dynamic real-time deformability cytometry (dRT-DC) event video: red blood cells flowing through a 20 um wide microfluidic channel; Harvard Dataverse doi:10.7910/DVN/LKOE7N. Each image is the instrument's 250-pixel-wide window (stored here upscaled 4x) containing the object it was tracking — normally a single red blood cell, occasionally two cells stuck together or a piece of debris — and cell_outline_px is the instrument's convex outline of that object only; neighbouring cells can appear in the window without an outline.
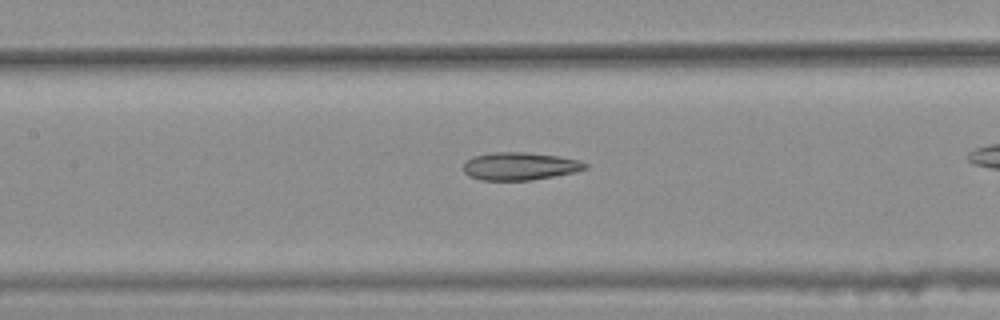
{"species": "common noctule bat (a hibernating species)", "species_latin": "Nyctalus noctula", "temperature_condition": "warm", "stored_images_in_passage": 31, "camera_frame_rate_fps": 3000, "um_per_image_px": 0.085, "animal": {"sex": "female", "body_mass_g": 25.1}, "frame": {"image": 1, "passage_image": 14, "time_ms": 4.333, "image_size_px": [1000, 320], "cell_outline_px": [[588, 168], [576, 172], [532, 180], [480, 180], [468, 176], [464, 172], [464, 164], [472, 156], [492, 152], [524, 152], [560, 156], [580, 160], [588, 164]], "centroid_in_image_um": [44.21, 14.12], "position_along_channel_um": 163.2, "area_um2": 19.88}}
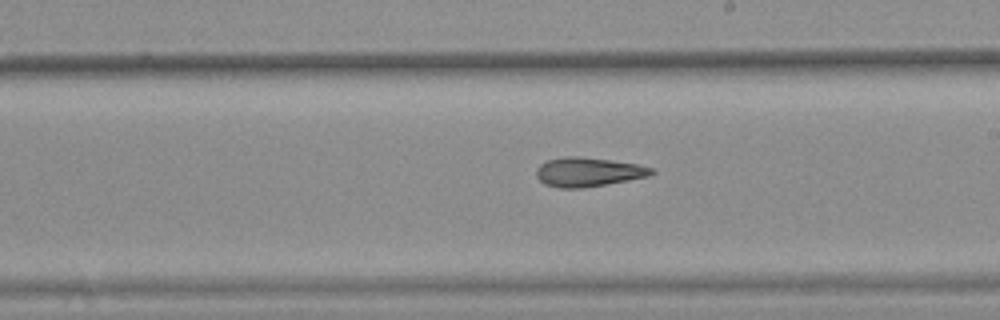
{"frame": {"image": 2, "passage_image": 20, "time_ms": 6.333, "image_size_px": [1000, 320], "cell_outline_px": [[656, 172], [648, 176], [628, 180], [584, 188], [560, 188], [544, 184], [536, 176], [536, 168], [540, 164], [548, 160], [568, 156], [580, 156], [636, 164], [652, 168]], "centroid_in_image_um": [49.96, 14.62], "position_along_channel_um": 239.0, "area_um2": 19.42}}
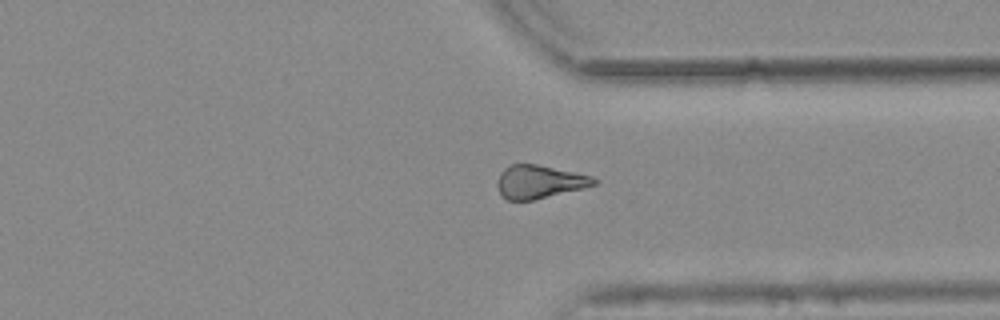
{"frame": {"image": 3, "passage_image": 30, "time_ms": 9.667, "image_size_px": [1000, 320], "cell_outline_px": [[600, 180], [596, 184], [584, 188], [532, 200], [508, 200], [500, 192], [496, 184], [500, 172], [508, 164], [536, 164], [592, 176]], "centroid_in_image_um": [45.84, 15.44], "position_along_channel_um": 365.6, "area_um2": 18.61}}